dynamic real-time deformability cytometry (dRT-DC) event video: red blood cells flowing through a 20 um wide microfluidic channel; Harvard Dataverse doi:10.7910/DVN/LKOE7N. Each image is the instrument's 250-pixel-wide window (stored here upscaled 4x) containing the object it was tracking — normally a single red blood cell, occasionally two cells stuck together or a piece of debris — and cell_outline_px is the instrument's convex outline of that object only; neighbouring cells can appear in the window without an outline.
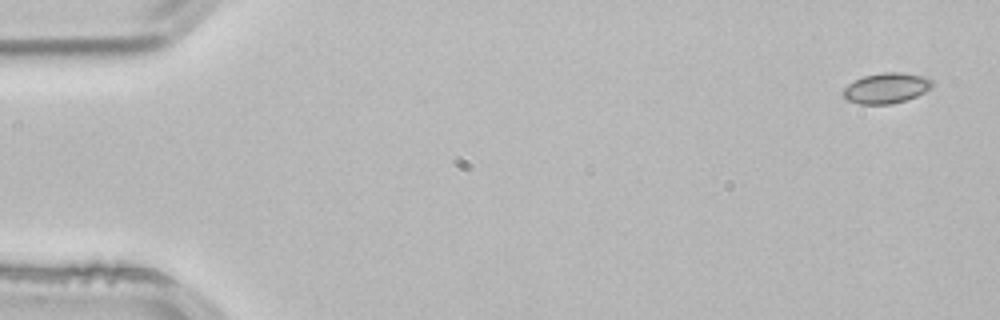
{"species": "common noctule bat (a hibernating species)", "species_latin": "Nyctalus noctula", "temperature_condition": "room temperature", "stored_images_in_passage": 3, "camera_frame_rate_fps": 3000, "um_per_image_px": 0.085, "animal": {"sex": "male", "body_mass_g": 21.5, "forearm_length_mm": 52.0}, "frame": {"image": 1, "passage_image": 1, "time_ms": 0.0, "image_size_px": [1000, 320], "cell_outline_px": [[932, 88], [916, 96], [892, 104], [860, 104], [848, 100], [844, 96], [844, 88], [848, 84], [864, 76], [884, 72], [900, 72], [928, 76], [932, 80]], "centroid_in_image_um": [75.38, 7.48], "position_along_channel_um": 9.6, "area_um2": 15.72}}